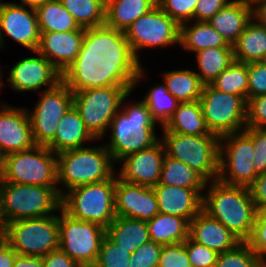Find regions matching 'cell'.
<instances>
[{"label": "cell", "mask_w": 266, "mask_h": 267, "mask_svg": "<svg viewBox=\"0 0 266 267\" xmlns=\"http://www.w3.org/2000/svg\"><path fill=\"white\" fill-rule=\"evenodd\" d=\"M5 229V223L2 217V213H1V203H0V236H2L3 232Z\"/></svg>", "instance_id": "680465c9"}, {"label": "cell", "mask_w": 266, "mask_h": 267, "mask_svg": "<svg viewBox=\"0 0 266 267\" xmlns=\"http://www.w3.org/2000/svg\"><path fill=\"white\" fill-rule=\"evenodd\" d=\"M193 57L194 61L196 60L194 67H197L195 72L204 85L212 84L235 61L233 48L215 47L204 49L195 53Z\"/></svg>", "instance_id": "836d02e7"}, {"label": "cell", "mask_w": 266, "mask_h": 267, "mask_svg": "<svg viewBox=\"0 0 266 267\" xmlns=\"http://www.w3.org/2000/svg\"><path fill=\"white\" fill-rule=\"evenodd\" d=\"M165 154L180 160L198 172L207 182L216 180L219 172L220 137L216 134L184 135L160 128Z\"/></svg>", "instance_id": "8992f818"}, {"label": "cell", "mask_w": 266, "mask_h": 267, "mask_svg": "<svg viewBox=\"0 0 266 267\" xmlns=\"http://www.w3.org/2000/svg\"><path fill=\"white\" fill-rule=\"evenodd\" d=\"M251 20L250 1L233 0L208 20V23L222 35L228 45L233 46Z\"/></svg>", "instance_id": "d4e9b609"}, {"label": "cell", "mask_w": 266, "mask_h": 267, "mask_svg": "<svg viewBox=\"0 0 266 267\" xmlns=\"http://www.w3.org/2000/svg\"><path fill=\"white\" fill-rule=\"evenodd\" d=\"M163 245L149 240L143 243L132 255L129 267H157Z\"/></svg>", "instance_id": "7bdbcfd3"}, {"label": "cell", "mask_w": 266, "mask_h": 267, "mask_svg": "<svg viewBox=\"0 0 266 267\" xmlns=\"http://www.w3.org/2000/svg\"><path fill=\"white\" fill-rule=\"evenodd\" d=\"M43 259V267H79L73 259H71L60 248L48 253Z\"/></svg>", "instance_id": "816d5d0a"}, {"label": "cell", "mask_w": 266, "mask_h": 267, "mask_svg": "<svg viewBox=\"0 0 266 267\" xmlns=\"http://www.w3.org/2000/svg\"><path fill=\"white\" fill-rule=\"evenodd\" d=\"M115 211L116 216L150 221L159 213L153 187L126 182L116 174Z\"/></svg>", "instance_id": "ffe728a7"}, {"label": "cell", "mask_w": 266, "mask_h": 267, "mask_svg": "<svg viewBox=\"0 0 266 267\" xmlns=\"http://www.w3.org/2000/svg\"><path fill=\"white\" fill-rule=\"evenodd\" d=\"M105 235L103 226L59 210V248L80 266L95 264Z\"/></svg>", "instance_id": "5bb4252c"}, {"label": "cell", "mask_w": 266, "mask_h": 267, "mask_svg": "<svg viewBox=\"0 0 266 267\" xmlns=\"http://www.w3.org/2000/svg\"><path fill=\"white\" fill-rule=\"evenodd\" d=\"M248 188L256 210H266V172L257 176Z\"/></svg>", "instance_id": "f907efd6"}, {"label": "cell", "mask_w": 266, "mask_h": 267, "mask_svg": "<svg viewBox=\"0 0 266 267\" xmlns=\"http://www.w3.org/2000/svg\"><path fill=\"white\" fill-rule=\"evenodd\" d=\"M163 127L168 132L184 135L213 134L207 127L199 101L180 102L173 116Z\"/></svg>", "instance_id": "1f68e13d"}, {"label": "cell", "mask_w": 266, "mask_h": 267, "mask_svg": "<svg viewBox=\"0 0 266 267\" xmlns=\"http://www.w3.org/2000/svg\"><path fill=\"white\" fill-rule=\"evenodd\" d=\"M193 68H177L161 72L168 92L179 102L199 101L204 84Z\"/></svg>", "instance_id": "f1b7e54d"}, {"label": "cell", "mask_w": 266, "mask_h": 267, "mask_svg": "<svg viewBox=\"0 0 266 267\" xmlns=\"http://www.w3.org/2000/svg\"><path fill=\"white\" fill-rule=\"evenodd\" d=\"M233 0H199L194 12V21H208L220 9L226 7Z\"/></svg>", "instance_id": "681fc988"}, {"label": "cell", "mask_w": 266, "mask_h": 267, "mask_svg": "<svg viewBox=\"0 0 266 267\" xmlns=\"http://www.w3.org/2000/svg\"><path fill=\"white\" fill-rule=\"evenodd\" d=\"M215 89L227 94L241 96L248 100L247 63L233 61L211 84Z\"/></svg>", "instance_id": "74e56055"}, {"label": "cell", "mask_w": 266, "mask_h": 267, "mask_svg": "<svg viewBox=\"0 0 266 267\" xmlns=\"http://www.w3.org/2000/svg\"><path fill=\"white\" fill-rule=\"evenodd\" d=\"M202 209L241 241L250 237L257 210L248 187L228 185L218 179L207 182Z\"/></svg>", "instance_id": "3957f363"}, {"label": "cell", "mask_w": 266, "mask_h": 267, "mask_svg": "<svg viewBox=\"0 0 266 267\" xmlns=\"http://www.w3.org/2000/svg\"><path fill=\"white\" fill-rule=\"evenodd\" d=\"M254 144V172L257 176L266 172V129L245 128Z\"/></svg>", "instance_id": "c3c4849f"}, {"label": "cell", "mask_w": 266, "mask_h": 267, "mask_svg": "<svg viewBox=\"0 0 266 267\" xmlns=\"http://www.w3.org/2000/svg\"><path fill=\"white\" fill-rule=\"evenodd\" d=\"M248 99L266 94V61L247 63Z\"/></svg>", "instance_id": "7dc6e473"}, {"label": "cell", "mask_w": 266, "mask_h": 267, "mask_svg": "<svg viewBox=\"0 0 266 267\" xmlns=\"http://www.w3.org/2000/svg\"><path fill=\"white\" fill-rule=\"evenodd\" d=\"M159 213L177 215L189 222L202 210L205 189L157 184L153 187Z\"/></svg>", "instance_id": "7402d4cb"}, {"label": "cell", "mask_w": 266, "mask_h": 267, "mask_svg": "<svg viewBox=\"0 0 266 267\" xmlns=\"http://www.w3.org/2000/svg\"><path fill=\"white\" fill-rule=\"evenodd\" d=\"M246 128L266 129V94L247 100Z\"/></svg>", "instance_id": "bcb514c9"}, {"label": "cell", "mask_w": 266, "mask_h": 267, "mask_svg": "<svg viewBox=\"0 0 266 267\" xmlns=\"http://www.w3.org/2000/svg\"><path fill=\"white\" fill-rule=\"evenodd\" d=\"M144 67L125 33L104 24L85 29L80 52L62 73V82L72 92L109 86L134 87L136 92L147 80Z\"/></svg>", "instance_id": "6da1fadb"}, {"label": "cell", "mask_w": 266, "mask_h": 267, "mask_svg": "<svg viewBox=\"0 0 266 267\" xmlns=\"http://www.w3.org/2000/svg\"><path fill=\"white\" fill-rule=\"evenodd\" d=\"M2 63H0V92H2L1 90L3 89V80L4 79V75H3V70H2Z\"/></svg>", "instance_id": "91938a15"}, {"label": "cell", "mask_w": 266, "mask_h": 267, "mask_svg": "<svg viewBox=\"0 0 266 267\" xmlns=\"http://www.w3.org/2000/svg\"><path fill=\"white\" fill-rule=\"evenodd\" d=\"M189 238L218 253L232 250L242 242L203 209L189 222Z\"/></svg>", "instance_id": "603a6c76"}, {"label": "cell", "mask_w": 266, "mask_h": 267, "mask_svg": "<svg viewBox=\"0 0 266 267\" xmlns=\"http://www.w3.org/2000/svg\"><path fill=\"white\" fill-rule=\"evenodd\" d=\"M1 237L17 254L44 257L59 248V211L7 223Z\"/></svg>", "instance_id": "ba28073f"}, {"label": "cell", "mask_w": 266, "mask_h": 267, "mask_svg": "<svg viewBox=\"0 0 266 267\" xmlns=\"http://www.w3.org/2000/svg\"><path fill=\"white\" fill-rule=\"evenodd\" d=\"M18 1H19L18 3L20 4L31 6V7H36L45 0H18Z\"/></svg>", "instance_id": "9f6ffc18"}, {"label": "cell", "mask_w": 266, "mask_h": 267, "mask_svg": "<svg viewBox=\"0 0 266 267\" xmlns=\"http://www.w3.org/2000/svg\"><path fill=\"white\" fill-rule=\"evenodd\" d=\"M0 150L4 156L33 148L30 119L25 106L0 102Z\"/></svg>", "instance_id": "d6986e66"}, {"label": "cell", "mask_w": 266, "mask_h": 267, "mask_svg": "<svg viewBox=\"0 0 266 267\" xmlns=\"http://www.w3.org/2000/svg\"><path fill=\"white\" fill-rule=\"evenodd\" d=\"M132 253L105 235L95 262L96 267H129Z\"/></svg>", "instance_id": "ab89813d"}, {"label": "cell", "mask_w": 266, "mask_h": 267, "mask_svg": "<svg viewBox=\"0 0 266 267\" xmlns=\"http://www.w3.org/2000/svg\"><path fill=\"white\" fill-rule=\"evenodd\" d=\"M164 155L165 148L159 140L153 146L121 159L116 174L126 182L154 187L160 180Z\"/></svg>", "instance_id": "ac0fdd59"}, {"label": "cell", "mask_w": 266, "mask_h": 267, "mask_svg": "<svg viewBox=\"0 0 266 267\" xmlns=\"http://www.w3.org/2000/svg\"><path fill=\"white\" fill-rule=\"evenodd\" d=\"M263 267H266V258L263 260Z\"/></svg>", "instance_id": "6125c7cd"}, {"label": "cell", "mask_w": 266, "mask_h": 267, "mask_svg": "<svg viewBox=\"0 0 266 267\" xmlns=\"http://www.w3.org/2000/svg\"><path fill=\"white\" fill-rule=\"evenodd\" d=\"M252 19L266 26V0H251Z\"/></svg>", "instance_id": "db71d44e"}, {"label": "cell", "mask_w": 266, "mask_h": 267, "mask_svg": "<svg viewBox=\"0 0 266 267\" xmlns=\"http://www.w3.org/2000/svg\"><path fill=\"white\" fill-rule=\"evenodd\" d=\"M149 108L152 117L162 127L173 116L178 108L179 101L167 90L166 84L162 81L148 88L147 93L140 97Z\"/></svg>", "instance_id": "d590c367"}, {"label": "cell", "mask_w": 266, "mask_h": 267, "mask_svg": "<svg viewBox=\"0 0 266 267\" xmlns=\"http://www.w3.org/2000/svg\"><path fill=\"white\" fill-rule=\"evenodd\" d=\"M124 33L140 63L143 60L141 54L145 50L162 48V51L172 46L178 48L180 44V25L158 5L139 17Z\"/></svg>", "instance_id": "8fae6325"}, {"label": "cell", "mask_w": 266, "mask_h": 267, "mask_svg": "<svg viewBox=\"0 0 266 267\" xmlns=\"http://www.w3.org/2000/svg\"><path fill=\"white\" fill-rule=\"evenodd\" d=\"M82 28L105 24L106 0H60Z\"/></svg>", "instance_id": "8d00e7d4"}, {"label": "cell", "mask_w": 266, "mask_h": 267, "mask_svg": "<svg viewBox=\"0 0 266 267\" xmlns=\"http://www.w3.org/2000/svg\"><path fill=\"white\" fill-rule=\"evenodd\" d=\"M146 223L150 240L161 245L184 242L189 237V221L177 215L158 213Z\"/></svg>", "instance_id": "4dcf8cb0"}, {"label": "cell", "mask_w": 266, "mask_h": 267, "mask_svg": "<svg viewBox=\"0 0 266 267\" xmlns=\"http://www.w3.org/2000/svg\"><path fill=\"white\" fill-rule=\"evenodd\" d=\"M34 107H26L36 145L47 146L55 137L59 122L73 106V92L61 81L39 92Z\"/></svg>", "instance_id": "9a60e30c"}, {"label": "cell", "mask_w": 266, "mask_h": 267, "mask_svg": "<svg viewBox=\"0 0 266 267\" xmlns=\"http://www.w3.org/2000/svg\"><path fill=\"white\" fill-rule=\"evenodd\" d=\"M40 34L35 7L20 4L17 1L0 0V47L2 50H6L8 37L30 52L36 51Z\"/></svg>", "instance_id": "e0dca14e"}, {"label": "cell", "mask_w": 266, "mask_h": 267, "mask_svg": "<svg viewBox=\"0 0 266 267\" xmlns=\"http://www.w3.org/2000/svg\"><path fill=\"white\" fill-rule=\"evenodd\" d=\"M156 5L157 0H106L105 25L124 32Z\"/></svg>", "instance_id": "4316f807"}, {"label": "cell", "mask_w": 266, "mask_h": 267, "mask_svg": "<svg viewBox=\"0 0 266 267\" xmlns=\"http://www.w3.org/2000/svg\"><path fill=\"white\" fill-rule=\"evenodd\" d=\"M106 235L132 254L150 240L146 222L120 216H116L106 228Z\"/></svg>", "instance_id": "83f0119b"}, {"label": "cell", "mask_w": 266, "mask_h": 267, "mask_svg": "<svg viewBox=\"0 0 266 267\" xmlns=\"http://www.w3.org/2000/svg\"><path fill=\"white\" fill-rule=\"evenodd\" d=\"M132 93L134 90L129 91L123 98L121 109L112 119L108 134L101 139V141L105 140L108 135L109 140L103 144L115 164L127 155L149 148L160 140L157 128L161 126L152 117L149 108L141 98L137 101L133 96L131 99Z\"/></svg>", "instance_id": "7a4b0ae2"}, {"label": "cell", "mask_w": 266, "mask_h": 267, "mask_svg": "<svg viewBox=\"0 0 266 267\" xmlns=\"http://www.w3.org/2000/svg\"><path fill=\"white\" fill-rule=\"evenodd\" d=\"M180 48L193 55L209 48H233L208 21H190L180 25Z\"/></svg>", "instance_id": "484cf974"}, {"label": "cell", "mask_w": 266, "mask_h": 267, "mask_svg": "<svg viewBox=\"0 0 266 267\" xmlns=\"http://www.w3.org/2000/svg\"><path fill=\"white\" fill-rule=\"evenodd\" d=\"M79 267H96L95 265H83V266H79Z\"/></svg>", "instance_id": "94428289"}, {"label": "cell", "mask_w": 266, "mask_h": 267, "mask_svg": "<svg viewBox=\"0 0 266 267\" xmlns=\"http://www.w3.org/2000/svg\"><path fill=\"white\" fill-rule=\"evenodd\" d=\"M1 181L58 187L57 154L42 145L8 154L4 156V172Z\"/></svg>", "instance_id": "9c48e42d"}, {"label": "cell", "mask_w": 266, "mask_h": 267, "mask_svg": "<svg viewBox=\"0 0 266 267\" xmlns=\"http://www.w3.org/2000/svg\"><path fill=\"white\" fill-rule=\"evenodd\" d=\"M97 145L70 149L57 154V185L60 197L86 184L110 179L116 173L110 152L101 140Z\"/></svg>", "instance_id": "277c9868"}, {"label": "cell", "mask_w": 266, "mask_h": 267, "mask_svg": "<svg viewBox=\"0 0 266 267\" xmlns=\"http://www.w3.org/2000/svg\"><path fill=\"white\" fill-rule=\"evenodd\" d=\"M1 213L5 225L15 220L56 214L61 209L58 187L0 181Z\"/></svg>", "instance_id": "5b68a950"}, {"label": "cell", "mask_w": 266, "mask_h": 267, "mask_svg": "<svg viewBox=\"0 0 266 267\" xmlns=\"http://www.w3.org/2000/svg\"><path fill=\"white\" fill-rule=\"evenodd\" d=\"M234 60L242 63L266 61V26L253 19L233 45Z\"/></svg>", "instance_id": "f546056e"}, {"label": "cell", "mask_w": 266, "mask_h": 267, "mask_svg": "<svg viewBox=\"0 0 266 267\" xmlns=\"http://www.w3.org/2000/svg\"><path fill=\"white\" fill-rule=\"evenodd\" d=\"M245 242L262 260L266 258V210H257L251 235Z\"/></svg>", "instance_id": "f6af8a7d"}, {"label": "cell", "mask_w": 266, "mask_h": 267, "mask_svg": "<svg viewBox=\"0 0 266 267\" xmlns=\"http://www.w3.org/2000/svg\"><path fill=\"white\" fill-rule=\"evenodd\" d=\"M158 184L205 189L207 181L182 161L165 154Z\"/></svg>", "instance_id": "e575fe53"}, {"label": "cell", "mask_w": 266, "mask_h": 267, "mask_svg": "<svg viewBox=\"0 0 266 267\" xmlns=\"http://www.w3.org/2000/svg\"><path fill=\"white\" fill-rule=\"evenodd\" d=\"M40 33L36 51L62 74L79 54L85 30Z\"/></svg>", "instance_id": "44dd1931"}, {"label": "cell", "mask_w": 266, "mask_h": 267, "mask_svg": "<svg viewBox=\"0 0 266 267\" xmlns=\"http://www.w3.org/2000/svg\"><path fill=\"white\" fill-rule=\"evenodd\" d=\"M199 103L211 133L221 137L246 128L247 102L241 96L227 94L209 84L204 85Z\"/></svg>", "instance_id": "7c38bea8"}, {"label": "cell", "mask_w": 266, "mask_h": 267, "mask_svg": "<svg viewBox=\"0 0 266 267\" xmlns=\"http://www.w3.org/2000/svg\"><path fill=\"white\" fill-rule=\"evenodd\" d=\"M254 144L243 130L220 137L218 180L228 185L249 187L254 172Z\"/></svg>", "instance_id": "4fadbf2b"}, {"label": "cell", "mask_w": 266, "mask_h": 267, "mask_svg": "<svg viewBox=\"0 0 266 267\" xmlns=\"http://www.w3.org/2000/svg\"><path fill=\"white\" fill-rule=\"evenodd\" d=\"M186 251L192 267H215L219 253L200 245L189 237L185 240Z\"/></svg>", "instance_id": "ee69618b"}, {"label": "cell", "mask_w": 266, "mask_h": 267, "mask_svg": "<svg viewBox=\"0 0 266 267\" xmlns=\"http://www.w3.org/2000/svg\"><path fill=\"white\" fill-rule=\"evenodd\" d=\"M199 0H157V5L179 25L194 20Z\"/></svg>", "instance_id": "60d3db41"}, {"label": "cell", "mask_w": 266, "mask_h": 267, "mask_svg": "<svg viewBox=\"0 0 266 267\" xmlns=\"http://www.w3.org/2000/svg\"><path fill=\"white\" fill-rule=\"evenodd\" d=\"M4 172V154L0 150V181L3 177Z\"/></svg>", "instance_id": "6f0895ef"}, {"label": "cell", "mask_w": 266, "mask_h": 267, "mask_svg": "<svg viewBox=\"0 0 266 267\" xmlns=\"http://www.w3.org/2000/svg\"><path fill=\"white\" fill-rule=\"evenodd\" d=\"M215 267H263V260L242 241L234 249L219 253Z\"/></svg>", "instance_id": "f35d334b"}, {"label": "cell", "mask_w": 266, "mask_h": 267, "mask_svg": "<svg viewBox=\"0 0 266 267\" xmlns=\"http://www.w3.org/2000/svg\"><path fill=\"white\" fill-rule=\"evenodd\" d=\"M115 185L116 173L105 181L75 187L61 197V209L74 219L106 229L116 217Z\"/></svg>", "instance_id": "52a82bcc"}, {"label": "cell", "mask_w": 266, "mask_h": 267, "mask_svg": "<svg viewBox=\"0 0 266 267\" xmlns=\"http://www.w3.org/2000/svg\"><path fill=\"white\" fill-rule=\"evenodd\" d=\"M16 254L10 245L0 236V267H13Z\"/></svg>", "instance_id": "f5cc1de1"}, {"label": "cell", "mask_w": 266, "mask_h": 267, "mask_svg": "<svg viewBox=\"0 0 266 267\" xmlns=\"http://www.w3.org/2000/svg\"><path fill=\"white\" fill-rule=\"evenodd\" d=\"M13 267H43L42 257L16 254Z\"/></svg>", "instance_id": "11a10c76"}, {"label": "cell", "mask_w": 266, "mask_h": 267, "mask_svg": "<svg viewBox=\"0 0 266 267\" xmlns=\"http://www.w3.org/2000/svg\"><path fill=\"white\" fill-rule=\"evenodd\" d=\"M40 32L85 30L78 25L60 0H45L35 7Z\"/></svg>", "instance_id": "d6a6232c"}, {"label": "cell", "mask_w": 266, "mask_h": 267, "mask_svg": "<svg viewBox=\"0 0 266 267\" xmlns=\"http://www.w3.org/2000/svg\"><path fill=\"white\" fill-rule=\"evenodd\" d=\"M134 87H103L73 92V106L89 132L101 140L109 129L123 98Z\"/></svg>", "instance_id": "30bf717a"}, {"label": "cell", "mask_w": 266, "mask_h": 267, "mask_svg": "<svg viewBox=\"0 0 266 267\" xmlns=\"http://www.w3.org/2000/svg\"><path fill=\"white\" fill-rule=\"evenodd\" d=\"M96 142L97 139L89 132L79 112L72 106L59 122L55 137L47 147L58 154L70 149L83 148Z\"/></svg>", "instance_id": "cb8c5ba5"}, {"label": "cell", "mask_w": 266, "mask_h": 267, "mask_svg": "<svg viewBox=\"0 0 266 267\" xmlns=\"http://www.w3.org/2000/svg\"><path fill=\"white\" fill-rule=\"evenodd\" d=\"M157 267H192L185 241L163 245Z\"/></svg>", "instance_id": "b9f144b4"}, {"label": "cell", "mask_w": 266, "mask_h": 267, "mask_svg": "<svg viewBox=\"0 0 266 267\" xmlns=\"http://www.w3.org/2000/svg\"><path fill=\"white\" fill-rule=\"evenodd\" d=\"M4 74L7 79L3 81V87H9L16 93L30 91L38 94L39 91L51 89L62 81L60 71L37 51H31V56L18 59L9 68V72L4 71Z\"/></svg>", "instance_id": "2e32d148"}]
</instances>
